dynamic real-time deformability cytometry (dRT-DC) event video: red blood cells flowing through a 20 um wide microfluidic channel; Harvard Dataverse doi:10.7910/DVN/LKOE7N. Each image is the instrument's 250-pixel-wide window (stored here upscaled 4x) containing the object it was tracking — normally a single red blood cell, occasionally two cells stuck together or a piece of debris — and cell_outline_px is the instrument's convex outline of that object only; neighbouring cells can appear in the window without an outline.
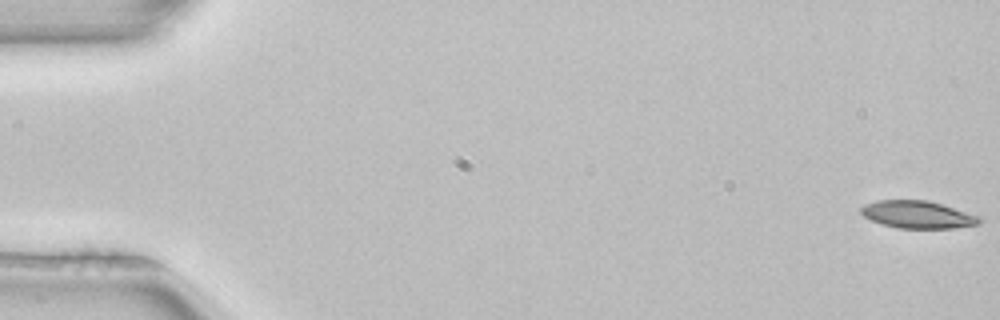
{"species": "common noctule bat (a hibernating species)", "species_latin": "Nyctalus noctula", "temperature_condition": "room temperature", "stored_images_in_passage": 52, "camera_frame_rate_fps": 3000, "um_per_image_px": 0.085, "animal": {"sex": "female", "body_mass_g": 22.7, "forearm_length_mm": 54.2}, "frame": {"image": 1, "passage_image": 1, "time_ms": 0.0, "image_size_px": [1000, 320], "cell_outline_px": [[980, 224], [952, 228], [896, 228], [872, 220], [864, 216], [860, 212], [860, 208], [864, 204], [876, 200], [928, 200], [980, 216]], "centroid_in_image_um": [77.98, 18.23], "position_along_channel_um": 7.0, "area_um2": 18.84}}
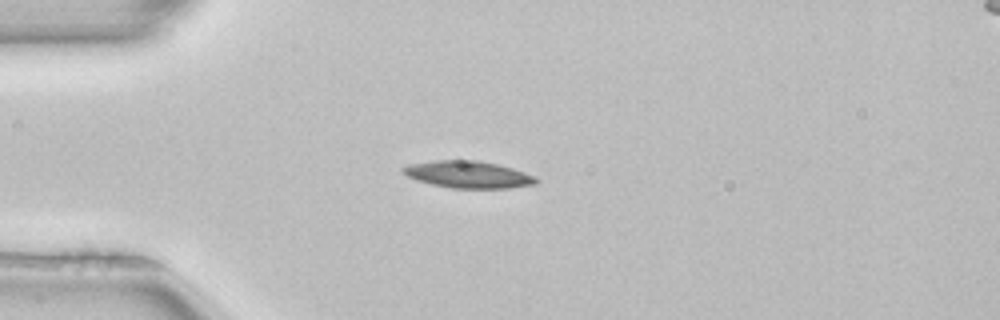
{"frame": {"image": 2, "passage_image": 14, "time_ms": 4.333, "image_size_px": [1000, 320], "cell_outline_px": [[540, 180], [536, 184], [508, 188], [452, 188], [432, 184], [416, 180], [400, 172], [400, 168], [412, 164], [432, 160], [476, 160], [496, 164], [512, 168], [536, 176]], "centroid_in_image_um": [39.8, 14.83], "position_along_channel_um": 45.2, "area_um2": 20.98}}
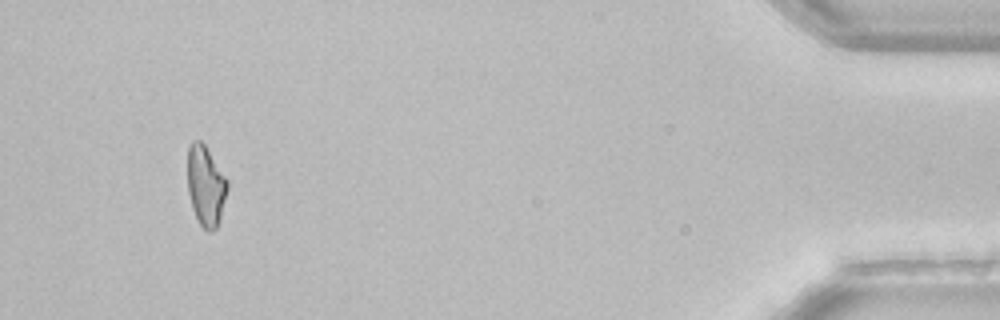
{"frame": {"image": 3, "passage_image": 49, "time_ms": 16.0, "image_size_px": [1000, 320], "cell_outline_px": [[228, 188], [220, 216], [216, 228], [212, 232], [208, 232], [200, 224], [192, 208], [188, 192], [188, 144], [192, 140], [200, 140], [204, 144], [228, 180]], "centroid_in_image_um": [17.48, 15.77], "position_along_channel_um": 417.7, "area_um2": 18.5}, "authors_computed_cell_mechanics": {"area_um2": 19.7098, "velocity_mm_per_s": 4.0011, "shape_relaxation_time_tau1_ms": 10.5608, "shape_relaxation_time_tau2_ms": null, "deformation_change_tau1": 0.1927, "deformation_change_tau2": null}}